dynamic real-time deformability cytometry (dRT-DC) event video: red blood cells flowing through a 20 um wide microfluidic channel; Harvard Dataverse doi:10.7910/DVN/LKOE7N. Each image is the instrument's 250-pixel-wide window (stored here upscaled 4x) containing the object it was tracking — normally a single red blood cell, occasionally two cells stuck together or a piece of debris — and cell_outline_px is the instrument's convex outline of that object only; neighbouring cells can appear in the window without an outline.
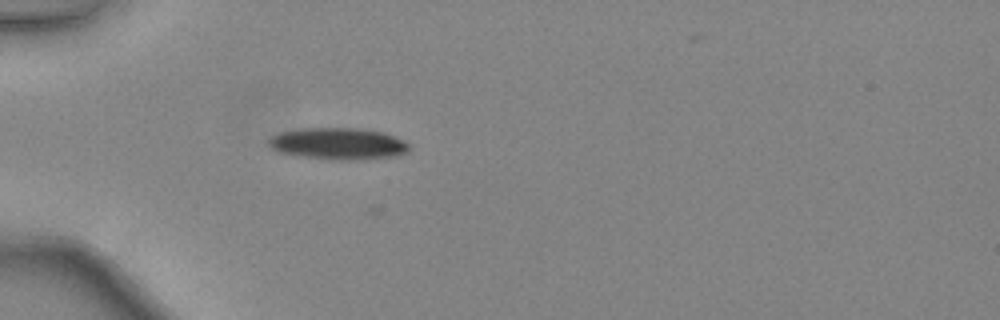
{"species": "common noctule bat (a hibernating species)", "species_latin": "Nyctalus noctula", "temperature_condition": "warm", "stored_images_in_passage": 27, "camera_frame_rate_fps": 3000, "um_per_image_px": 0.085, "animal": {"sex": "female", "body_mass_g": 24.6, "forearm_length_mm": 56.2}, "frame": {"image": 1, "passage_image": 1, "time_ms": 0.0, "image_size_px": [1000, 320], "cell_outline_px": [[412, 148], [408, 152], [396, 156], [360, 160], [340, 160], [300, 156], [280, 152], [272, 148], [268, 144], [268, 140], [272, 136], [280, 132], [300, 128], [356, 128], [384, 132], [404, 140]], "centroid_in_image_um": [28.79, 12.21], "position_along_channel_um": 56.2, "area_um2": 26.13}}
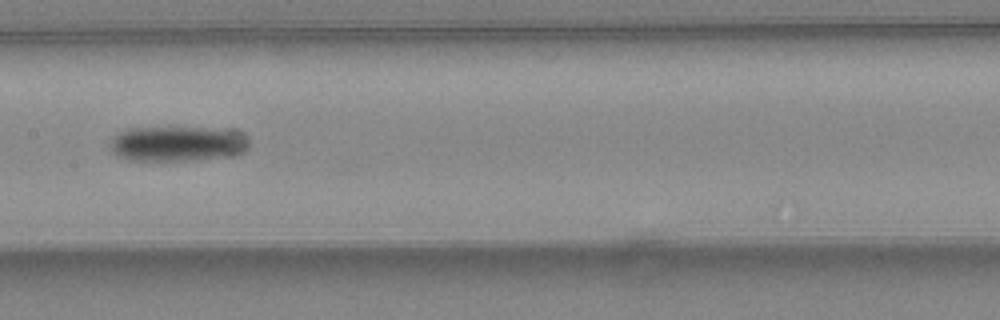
{"frame": {"image": 2, "passage_image": 11, "time_ms": 3.333, "image_size_px": [1000, 320], "cell_outline_px": [[248, 148], [236, 156], [196, 160], [128, 160], [112, 152], [108, 144], [112, 136], [116, 132], [128, 128], [232, 128], [240, 132], [248, 140]], "centroid_in_image_um": [15.09, 12.21], "position_along_channel_um": 192.3, "area_um2": 29.02}}
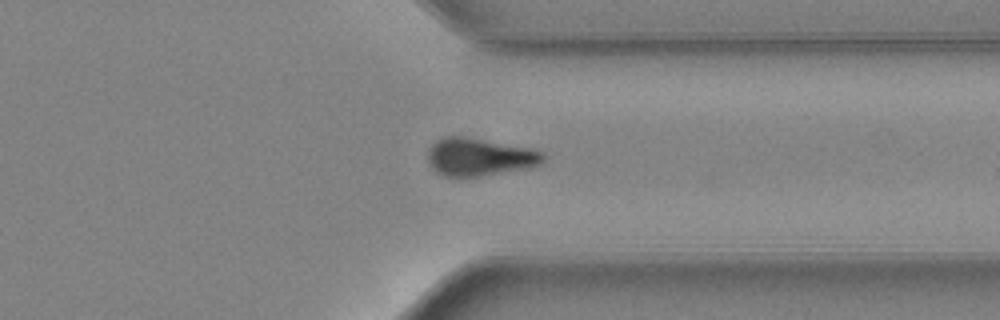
{"frame": {"image": 3, "passage_image": 23, "time_ms": 7.333, "image_size_px": [1000, 320], "cell_outline_px": [[544, 164], [528, 168], [480, 176], [440, 176], [428, 164], [428, 148], [436, 140], [444, 136], [460, 136], [532, 148], [544, 152]], "centroid_in_image_um": [40.75, 13.34], "position_along_channel_um": 370.6, "area_um2": 25.55}, "authors_computed_cell_mechanics": {"area_um2": 26.4724, "velocity_mm_per_s": 4.4667, "shape_relaxation_time_tau1_ms": 3.6568, "shape_relaxation_time_tau2_ms": null, "deformation_change_tau1": 0.1531, "deformation_change_tau2": null}}